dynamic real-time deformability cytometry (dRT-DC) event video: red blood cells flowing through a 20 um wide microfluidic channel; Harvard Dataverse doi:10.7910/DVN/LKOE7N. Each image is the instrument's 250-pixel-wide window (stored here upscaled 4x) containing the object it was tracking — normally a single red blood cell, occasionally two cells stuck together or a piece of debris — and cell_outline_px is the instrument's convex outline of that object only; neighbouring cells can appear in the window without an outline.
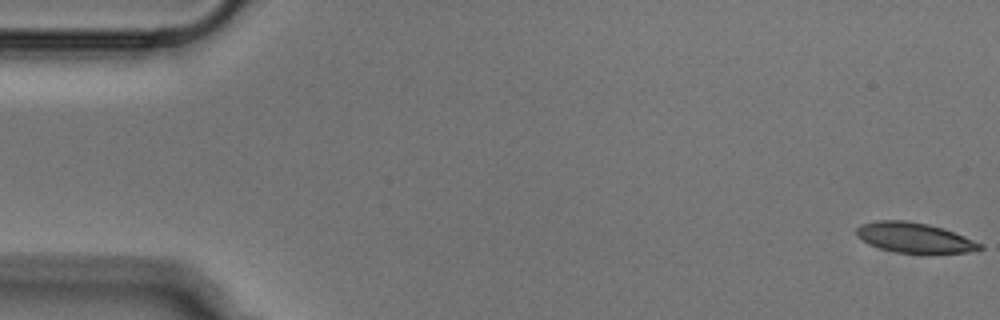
{"species": "Egyptian fruit bat (a non-hibernating species)", "species_latin": "Rousettus aegyptiacus", "temperature_condition": "cold", "stored_images_in_passage": 52, "camera_frame_rate_fps": 3000, "um_per_image_px": 0.085, "animal": {"sex": "male"}, "frame": {"image": 1, "passage_image": 1, "time_ms": 0.0, "image_size_px": [1000, 320], "cell_outline_px": [[984, 248], [968, 252], [928, 256], [896, 252], [880, 248], [868, 244], [860, 240], [856, 236], [856, 228], [860, 224], [876, 220], [908, 220], [928, 224], [944, 228], [984, 244]], "centroid_in_image_um": [77.75, 20.24], "position_along_channel_um": 7.3, "area_um2": 22.66}}
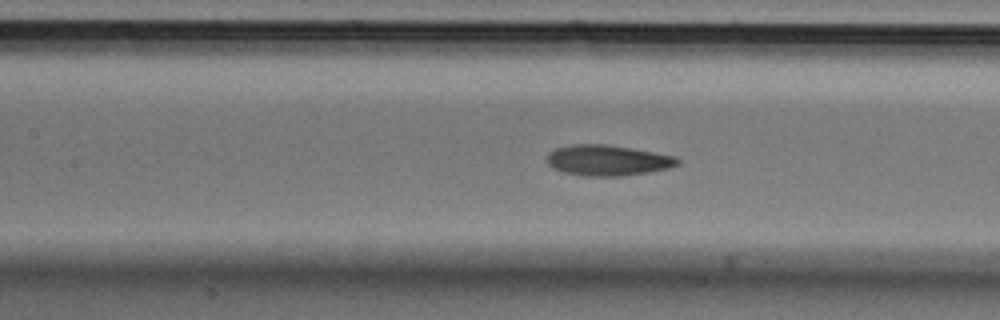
{"frame": {"image": 2, "passage_image": 23, "time_ms": 7.333, "image_size_px": [1000, 320], "cell_outline_px": [[680, 164], [668, 168], [648, 172], [620, 176], [584, 176], [564, 172], [552, 168], [548, 164], [548, 152], [556, 148], [572, 144], [604, 144], [632, 148], [676, 156], [680, 160]], "centroid_in_image_um": [51.65, 13.62], "position_along_channel_um": 155.7, "area_um2": 23.35}}
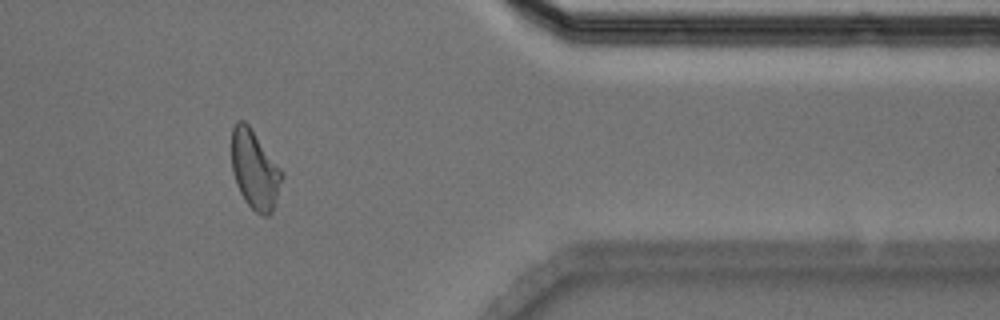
{"frame": {"image": 3, "passage_image": 43, "time_ms": 14.0, "image_size_px": [1000, 320], "cell_outline_px": [[284, 176], [272, 212], [268, 216], [264, 216], [256, 212], [244, 200], [236, 184], [232, 172], [232, 128], [236, 120], [244, 120], [248, 124], [284, 172]], "centroid_in_image_um": [21.66, 14.42], "position_along_channel_um": 389.7, "area_um2": 23.18}}